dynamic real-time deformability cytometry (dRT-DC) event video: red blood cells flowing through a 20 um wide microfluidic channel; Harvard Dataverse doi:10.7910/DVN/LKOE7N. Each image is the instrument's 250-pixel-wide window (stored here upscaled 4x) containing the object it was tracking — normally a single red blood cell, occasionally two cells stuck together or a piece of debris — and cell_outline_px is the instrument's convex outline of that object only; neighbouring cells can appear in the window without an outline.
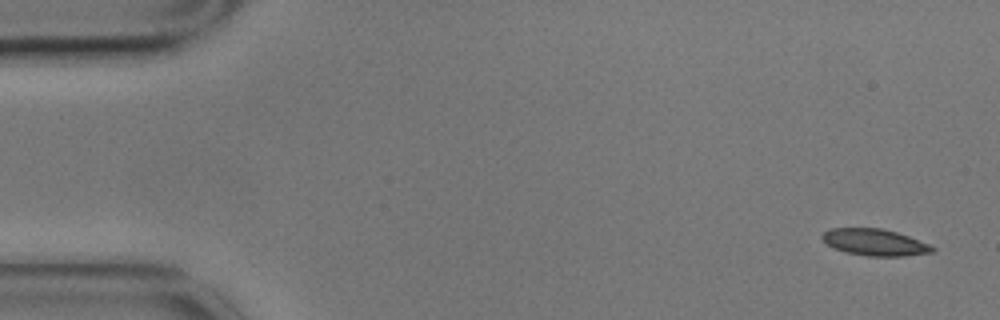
{"species": "common noctule bat (a hibernating species)", "species_latin": "Nyctalus noctula", "temperature_condition": "cold", "stored_images_in_passage": 56, "camera_frame_rate_fps": 3000, "um_per_image_px": 0.085, "animal": {"sex": "male", "body_mass_g": 17.9}, "frame": {"image": 1, "passage_image": 1, "time_ms": 0.0, "image_size_px": [1000, 320], "cell_outline_px": [[936, 248], [932, 252], [904, 256], [868, 256], [844, 252], [828, 244], [820, 236], [824, 232], [832, 228], [880, 228], [896, 232], [908, 236], [928, 244]], "centroid_in_image_um": [74.35, 20.59], "position_along_channel_um": 10.7, "area_um2": 16.88}}
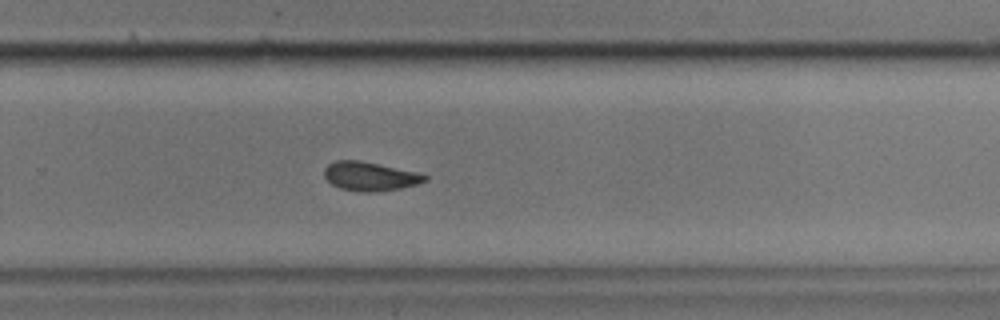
{"frame": {"image": 2, "passage_image": 36, "time_ms": 11.667, "image_size_px": [1000, 320], "cell_outline_px": [[428, 180], [416, 184], [400, 188], [372, 192], [356, 192], [340, 188], [332, 184], [324, 176], [324, 168], [328, 164], [336, 160], [360, 160], [416, 172], [428, 176]], "centroid_in_image_um": [31.41, 14.98], "position_along_channel_um": 298.4, "area_um2": 16.88}}
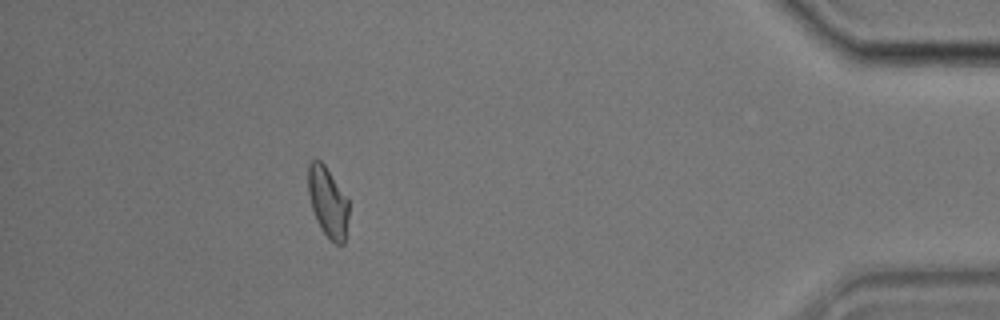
{"frame": {"image": 3, "passage_image": 50, "time_ms": 16.333, "image_size_px": [1000, 320], "cell_outline_px": [[348, 216], [344, 244], [336, 244], [320, 228], [316, 220], [312, 208], [308, 192], [308, 164], [312, 160], [320, 160], [324, 164], [348, 196]], "centroid_in_image_um": [27.87, 17.14], "position_along_channel_um": 407.3, "area_um2": 16.65}, "authors_computed_cell_mechanics": {"area_um2": 17.2822, "velocity_mm_per_s": 3.4753, "shape_relaxation_time_tau1_ms": 6.1333, "shape_relaxation_time_tau2_ms": 2.6171, "deformation_change_tau1": 0.1378, "deformation_change_tau2": 0.0802}}